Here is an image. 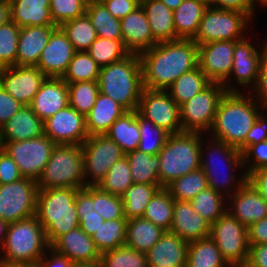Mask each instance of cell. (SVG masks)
Instances as JSON below:
<instances>
[{"instance_id":"1","label":"cell","mask_w":267,"mask_h":267,"mask_svg":"<svg viewBox=\"0 0 267 267\" xmlns=\"http://www.w3.org/2000/svg\"><path fill=\"white\" fill-rule=\"evenodd\" d=\"M143 87L167 90L182 74L198 67V45L193 39L157 43L139 54Z\"/></svg>"},{"instance_id":"2","label":"cell","mask_w":267,"mask_h":267,"mask_svg":"<svg viewBox=\"0 0 267 267\" xmlns=\"http://www.w3.org/2000/svg\"><path fill=\"white\" fill-rule=\"evenodd\" d=\"M259 104L244 93L226 92L219 102L210 130L212 139L234 146L243 153L246 135L263 109Z\"/></svg>"},{"instance_id":"3","label":"cell","mask_w":267,"mask_h":267,"mask_svg":"<svg viewBox=\"0 0 267 267\" xmlns=\"http://www.w3.org/2000/svg\"><path fill=\"white\" fill-rule=\"evenodd\" d=\"M97 82L100 93L127 111H136L144 89L139 54L130 53L118 62L101 67Z\"/></svg>"},{"instance_id":"4","label":"cell","mask_w":267,"mask_h":267,"mask_svg":"<svg viewBox=\"0 0 267 267\" xmlns=\"http://www.w3.org/2000/svg\"><path fill=\"white\" fill-rule=\"evenodd\" d=\"M79 188L39 189L36 217L45 230L48 244L79 227L76 196Z\"/></svg>"},{"instance_id":"5","label":"cell","mask_w":267,"mask_h":267,"mask_svg":"<svg viewBox=\"0 0 267 267\" xmlns=\"http://www.w3.org/2000/svg\"><path fill=\"white\" fill-rule=\"evenodd\" d=\"M201 134L189 131L170 134L158 153L161 188L201 167V146L204 144Z\"/></svg>"},{"instance_id":"6","label":"cell","mask_w":267,"mask_h":267,"mask_svg":"<svg viewBox=\"0 0 267 267\" xmlns=\"http://www.w3.org/2000/svg\"><path fill=\"white\" fill-rule=\"evenodd\" d=\"M50 245L45 230L36 215L8 223L5 242L0 256V267L40 260Z\"/></svg>"},{"instance_id":"7","label":"cell","mask_w":267,"mask_h":267,"mask_svg":"<svg viewBox=\"0 0 267 267\" xmlns=\"http://www.w3.org/2000/svg\"><path fill=\"white\" fill-rule=\"evenodd\" d=\"M36 182L39 189L86 187L82 146L56 144Z\"/></svg>"},{"instance_id":"8","label":"cell","mask_w":267,"mask_h":267,"mask_svg":"<svg viewBox=\"0 0 267 267\" xmlns=\"http://www.w3.org/2000/svg\"><path fill=\"white\" fill-rule=\"evenodd\" d=\"M210 237L230 267L246 265L249 255L248 227L228 211L211 225Z\"/></svg>"},{"instance_id":"9","label":"cell","mask_w":267,"mask_h":267,"mask_svg":"<svg viewBox=\"0 0 267 267\" xmlns=\"http://www.w3.org/2000/svg\"><path fill=\"white\" fill-rule=\"evenodd\" d=\"M209 143L210 144L209 145L207 144V146H206L207 150L203 149V144L201 146V167L200 168L205 172L208 187L212 188L213 190L219 192L222 195H224L225 193H222L223 191H221V190L226 189V196L228 197V194L230 193V191H231V194H229V195H232L247 181V175L245 173H243V175L239 178L240 179L239 182H237L238 184L237 183H235V185L233 184V181L236 178H235V175L233 174L234 172H232V170L236 169L238 167L241 168V166L243 167L242 153L240 152V150L238 148L231 146V145H228V144H226L222 141L216 140V139H213L212 141L210 140ZM205 151L208 152L207 155L209 154L210 159L207 158L208 156H205L206 158L203 156L204 155L203 153ZM216 155H219V157L222 158V161L224 163H226L225 166L226 165L229 166V167H227L228 171H226V172H229V173L232 172L228 176H223V179L219 178V175H220L218 173L219 172V166L217 165L218 163L215 164V160L213 158V156L215 157ZM234 167H236V168H234ZM228 168L231 171H229ZM226 175H227V173H226ZM231 185L235 186L236 188H234V187L232 188ZM222 187H224V188H222ZM227 188H229V189H227ZM230 188H231V190H230ZM232 191H234V192L232 193Z\"/></svg>"},{"instance_id":"10","label":"cell","mask_w":267,"mask_h":267,"mask_svg":"<svg viewBox=\"0 0 267 267\" xmlns=\"http://www.w3.org/2000/svg\"><path fill=\"white\" fill-rule=\"evenodd\" d=\"M226 90L222 83H211L202 92L180 106L182 131L211 130L221 98Z\"/></svg>"},{"instance_id":"11","label":"cell","mask_w":267,"mask_h":267,"mask_svg":"<svg viewBox=\"0 0 267 267\" xmlns=\"http://www.w3.org/2000/svg\"><path fill=\"white\" fill-rule=\"evenodd\" d=\"M249 21L241 12L208 7L193 41L199 45L214 41L241 40Z\"/></svg>"},{"instance_id":"12","label":"cell","mask_w":267,"mask_h":267,"mask_svg":"<svg viewBox=\"0 0 267 267\" xmlns=\"http://www.w3.org/2000/svg\"><path fill=\"white\" fill-rule=\"evenodd\" d=\"M81 146L86 186H97L108 170L125 156L120 146L106 134L89 136Z\"/></svg>"},{"instance_id":"13","label":"cell","mask_w":267,"mask_h":267,"mask_svg":"<svg viewBox=\"0 0 267 267\" xmlns=\"http://www.w3.org/2000/svg\"><path fill=\"white\" fill-rule=\"evenodd\" d=\"M38 192L36 180L26 177L0 184V219L12 223L36 215Z\"/></svg>"},{"instance_id":"14","label":"cell","mask_w":267,"mask_h":267,"mask_svg":"<svg viewBox=\"0 0 267 267\" xmlns=\"http://www.w3.org/2000/svg\"><path fill=\"white\" fill-rule=\"evenodd\" d=\"M2 144V150L18 165L21 175L36 181L56 145L46 135L24 141H2Z\"/></svg>"},{"instance_id":"15","label":"cell","mask_w":267,"mask_h":267,"mask_svg":"<svg viewBox=\"0 0 267 267\" xmlns=\"http://www.w3.org/2000/svg\"><path fill=\"white\" fill-rule=\"evenodd\" d=\"M136 111L141 117L170 134L182 132L180 106L167 90L144 88Z\"/></svg>"},{"instance_id":"16","label":"cell","mask_w":267,"mask_h":267,"mask_svg":"<svg viewBox=\"0 0 267 267\" xmlns=\"http://www.w3.org/2000/svg\"><path fill=\"white\" fill-rule=\"evenodd\" d=\"M237 41H214L198 45V66L212 83H222L226 92H240L228 84Z\"/></svg>"},{"instance_id":"17","label":"cell","mask_w":267,"mask_h":267,"mask_svg":"<svg viewBox=\"0 0 267 267\" xmlns=\"http://www.w3.org/2000/svg\"><path fill=\"white\" fill-rule=\"evenodd\" d=\"M46 78L37 66H11L0 69V85L24 106H30Z\"/></svg>"},{"instance_id":"18","label":"cell","mask_w":267,"mask_h":267,"mask_svg":"<svg viewBox=\"0 0 267 267\" xmlns=\"http://www.w3.org/2000/svg\"><path fill=\"white\" fill-rule=\"evenodd\" d=\"M44 135L55 144L82 145L89 137L85 115L68 105L44 121Z\"/></svg>"},{"instance_id":"19","label":"cell","mask_w":267,"mask_h":267,"mask_svg":"<svg viewBox=\"0 0 267 267\" xmlns=\"http://www.w3.org/2000/svg\"><path fill=\"white\" fill-rule=\"evenodd\" d=\"M75 49L66 34L57 27L43 49L37 67L47 76L62 78L72 60Z\"/></svg>"},{"instance_id":"20","label":"cell","mask_w":267,"mask_h":267,"mask_svg":"<svg viewBox=\"0 0 267 267\" xmlns=\"http://www.w3.org/2000/svg\"><path fill=\"white\" fill-rule=\"evenodd\" d=\"M170 232L189 243L210 237L211 224L192 208L190 201L174 200Z\"/></svg>"},{"instance_id":"21","label":"cell","mask_w":267,"mask_h":267,"mask_svg":"<svg viewBox=\"0 0 267 267\" xmlns=\"http://www.w3.org/2000/svg\"><path fill=\"white\" fill-rule=\"evenodd\" d=\"M228 198L232 208L227 211L247 227L267 216V202L249 181Z\"/></svg>"},{"instance_id":"22","label":"cell","mask_w":267,"mask_h":267,"mask_svg":"<svg viewBox=\"0 0 267 267\" xmlns=\"http://www.w3.org/2000/svg\"><path fill=\"white\" fill-rule=\"evenodd\" d=\"M189 243L165 231L145 255L148 267H186Z\"/></svg>"},{"instance_id":"23","label":"cell","mask_w":267,"mask_h":267,"mask_svg":"<svg viewBox=\"0 0 267 267\" xmlns=\"http://www.w3.org/2000/svg\"><path fill=\"white\" fill-rule=\"evenodd\" d=\"M69 105L68 86L62 78L47 77L30 104L44 122Z\"/></svg>"},{"instance_id":"24","label":"cell","mask_w":267,"mask_h":267,"mask_svg":"<svg viewBox=\"0 0 267 267\" xmlns=\"http://www.w3.org/2000/svg\"><path fill=\"white\" fill-rule=\"evenodd\" d=\"M120 21L123 44L130 53L140 54L158 43L153 38L146 14L141 5Z\"/></svg>"},{"instance_id":"25","label":"cell","mask_w":267,"mask_h":267,"mask_svg":"<svg viewBox=\"0 0 267 267\" xmlns=\"http://www.w3.org/2000/svg\"><path fill=\"white\" fill-rule=\"evenodd\" d=\"M50 247L66 255L73 263H95L101 259L92 236L87 235L80 227L57 238Z\"/></svg>"},{"instance_id":"26","label":"cell","mask_w":267,"mask_h":267,"mask_svg":"<svg viewBox=\"0 0 267 267\" xmlns=\"http://www.w3.org/2000/svg\"><path fill=\"white\" fill-rule=\"evenodd\" d=\"M56 25L20 28L15 66H36Z\"/></svg>"},{"instance_id":"27","label":"cell","mask_w":267,"mask_h":267,"mask_svg":"<svg viewBox=\"0 0 267 267\" xmlns=\"http://www.w3.org/2000/svg\"><path fill=\"white\" fill-rule=\"evenodd\" d=\"M2 141H24L44 135V122L30 106H23L0 128Z\"/></svg>"},{"instance_id":"28","label":"cell","mask_w":267,"mask_h":267,"mask_svg":"<svg viewBox=\"0 0 267 267\" xmlns=\"http://www.w3.org/2000/svg\"><path fill=\"white\" fill-rule=\"evenodd\" d=\"M127 110L109 96L99 92L91 111L85 115L89 136L106 134Z\"/></svg>"},{"instance_id":"29","label":"cell","mask_w":267,"mask_h":267,"mask_svg":"<svg viewBox=\"0 0 267 267\" xmlns=\"http://www.w3.org/2000/svg\"><path fill=\"white\" fill-rule=\"evenodd\" d=\"M260 54L245 37L235 44L233 54V67L230 79L236 75V81L240 86L255 85L258 77Z\"/></svg>"},{"instance_id":"30","label":"cell","mask_w":267,"mask_h":267,"mask_svg":"<svg viewBox=\"0 0 267 267\" xmlns=\"http://www.w3.org/2000/svg\"><path fill=\"white\" fill-rule=\"evenodd\" d=\"M140 5L146 14L153 38L158 43L179 39L174 28L172 9L160 0H143Z\"/></svg>"},{"instance_id":"31","label":"cell","mask_w":267,"mask_h":267,"mask_svg":"<svg viewBox=\"0 0 267 267\" xmlns=\"http://www.w3.org/2000/svg\"><path fill=\"white\" fill-rule=\"evenodd\" d=\"M11 20L20 28L25 26L55 25L50 11V0H10Z\"/></svg>"},{"instance_id":"32","label":"cell","mask_w":267,"mask_h":267,"mask_svg":"<svg viewBox=\"0 0 267 267\" xmlns=\"http://www.w3.org/2000/svg\"><path fill=\"white\" fill-rule=\"evenodd\" d=\"M209 6L198 0H184L173 10L174 28L179 39H194Z\"/></svg>"},{"instance_id":"33","label":"cell","mask_w":267,"mask_h":267,"mask_svg":"<svg viewBox=\"0 0 267 267\" xmlns=\"http://www.w3.org/2000/svg\"><path fill=\"white\" fill-rule=\"evenodd\" d=\"M164 233L165 230L143 217L128 219L126 246L146 253Z\"/></svg>"},{"instance_id":"34","label":"cell","mask_w":267,"mask_h":267,"mask_svg":"<svg viewBox=\"0 0 267 267\" xmlns=\"http://www.w3.org/2000/svg\"><path fill=\"white\" fill-rule=\"evenodd\" d=\"M106 135L115 141L125 154L138 149L141 134L137 111H127L112 124Z\"/></svg>"},{"instance_id":"35","label":"cell","mask_w":267,"mask_h":267,"mask_svg":"<svg viewBox=\"0 0 267 267\" xmlns=\"http://www.w3.org/2000/svg\"><path fill=\"white\" fill-rule=\"evenodd\" d=\"M86 14L96 29L97 37L122 39L120 19L112 16L100 0H88Z\"/></svg>"},{"instance_id":"36","label":"cell","mask_w":267,"mask_h":267,"mask_svg":"<svg viewBox=\"0 0 267 267\" xmlns=\"http://www.w3.org/2000/svg\"><path fill=\"white\" fill-rule=\"evenodd\" d=\"M212 82L200 69L196 67L193 70L182 74L168 89L172 99L181 106L196 94L202 92Z\"/></svg>"},{"instance_id":"37","label":"cell","mask_w":267,"mask_h":267,"mask_svg":"<svg viewBox=\"0 0 267 267\" xmlns=\"http://www.w3.org/2000/svg\"><path fill=\"white\" fill-rule=\"evenodd\" d=\"M186 267H230L211 237L189 242Z\"/></svg>"},{"instance_id":"38","label":"cell","mask_w":267,"mask_h":267,"mask_svg":"<svg viewBox=\"0 0 267 267\" xmlns=\"http://www.w3.org/2000/svg\"><path fill=\"white\" fill-rule=\"evenodd\" d=\"M129 161L132 181L135 184H159V157L139 151L138 149L125 154Z\"/></svg>"},{"instance_id":"39","label":"cell","mask_w":267,"mask_h":267,"mask_svg":"<svg viewBox=\"0 0 267 267\" xmlns=\"http://www.w3.org/2000/svg\"><path fill=\"white\" fill-rule=\"evenodd\" d=\"M160 188V184L142 183L128 187L121 195L126 219L143 217L151 198Z\"/></svg>"},{"instance_id":"40","label":"cell","mask_w":267,"mask_h":267,"mask_svg":"<svg viewBox=\"0 0 267 267\" xmlns=\"http://www.w3.org/2000/svg\"><path fill=\"white\" fill-rule=\"evenodd\" d=\"M174 210V199L166 188H160L151 198L143 218L165 231H170Z\"/></svg>"},{"instance_id":"41","label":"cell","mask_w":267,"mask_h":267,"mask_svg":"<svg viewBox=\"0 0 267 267\" xmlns=\"http://www.w3.org/2000/svg\"><path fill=\"white\" fill-rule=\"evenodd\" d=\"M127 219L107 220L92 235L100 254L126 245Z\"/></svg>"},{"instance_id":"42","label":"cell","mask_w":267,"mask_h":267,"mask_svg":"<svg viewBox=\"0 0 267 267\" xmlns=\"http://www.w3.org/2000/svg\"><path fill=\"white\" fill-rule=\"evenodd\" d=\"M60 28L74 46L75 51H87L97 39L96 29L86 13L63 23Z\"/></svg>"},{"instance_id":"43","label":"cell","mask_w":267,"mask_h":267,"mask_svg":"<svg viewBox=\"0 0 267 267\" xmlns=\"http://www.w3.org/2000/svg\"><path fill=\"white\" fill-rule=\"evenodd\" d=\"M207 187L208 183L205 172L199 168L177 178L166 189L174 200L190 201Z\"/></svg>"},{"instance_id":"44","label":"cell","mask_w":267,"mask_h":267,"mask_svg":"<svg viewBox=\"0 0 267 267\" xmlns=\"http://www.w3.org/2000/svg\"><path fill=\"white\" fill-rule=\"evenodd\" d=\"M76 209L79 227L92 236L104 222V218L93 209V186L89 185L78 190Z\"/></svg>"},{"instance_id":"45","label":"cell","mask_w":267,"mask_h":267,"mask_svg":"<svg viewBox=\"0 0 267 267\" xmlns=\"http://www.w3.org/2000/svg\"><path fill=\"white\" fill-rule=\"evenodd\" d=\"M101 67L86 51H76L62 79L68 83L98 81Z\"/></svg>"},{"instance_id":"46","label":"cell","mask_w":267,"mask_h":267,"mask_svg":"<svg viewBox=\"0 0 267 267\" xmlns=\"http://www.w3.org/2000/svg\"><path fill=\"white\" fill-rule=\"evenodd\" d=\"M86 52L100 67L118 62L130 54L123 44V39L100 37H97Z\"/></svg>"},{"instance_id":"47","label":"cell","mask_w":267,"mask_h":267,"mask_svg":"<svg viewBox=\"0 0 267 267\" xmlns=\"http://www.w3.org/2000/svg\"><path fill=\"white\" fill-rule=\"evenodd\" d=\"M224 196L207 187L190 200V203L192 208L212 225L227 211V208L224 207L226 202L223 200Z\"/></svg>"},{"instance_id":"48","label":"cell","mask_w":267,"mask_h":267,"mask_svg":"<svg viewBox=\"0 0 267 267\" xmlns=\"http://www.w3.org/2000/svg\"><path fill=\"white\" fill-rule=\"evenodd\" d=\"M69 105L78 113L87 115L99 94L97 81L68 83Z\"/></svg>"},{"instance_id":"49","label":"cell","mask_w":267,"mask_h":267,"mask_svg":"<svg viewBox=\"0 0 267 267\" xmlns=\"http://www.w3.org/2000/svg\"><path fill=\"white\" fill-rule=\"evenodd\" d=\"M132 184L129 161L124 156L108 170L106 176L97 186L105 192L121 196Z\"/></svg>"},{"instance_id":"50","label":"cell","mask_w":267,"mask_h":267,"mask_svg":"<svg viewBox=\"0 0 267 267\" xmlns=\"http://www.w3.org/2000/svg\"><path fill=\"white\" fill-rule=\"evenodd\" d=\"M137 121L141 134L138 150L150 155H158L170 133L137 113ZM151 137V138H150Z\"/></svg>"},{"instance_id":"51","label":"cell","mask_w":267,"mask_h":267,"mask_svg":"<svg viewBox=\"0 0 267 267\" xmlns=\"http://www.w3.org/2000/svg\"><path fill=\"white\" fill-rule=\"evenodd\" d=\"M101 267H148L144 252L121 246L101 254Z\"/></svg>"},{"instance_id":"52","label":"cell","mask_w":267,"mask_h":267,"mask_svg":"<svg viewBox=\"0 0 267 267\" xmlns=\"http://www.w3.org/2000/svg\"><path fill=\"white\" fill-rule=\"evenodd\" d=\"M93 209L104 221L126 219L121 196L105 192L98 186H93Z\"/></svg>"},{"instance_id":"53","label":"cell","mask_w":267,"mask_h":267,"mask_svg":"<svg viewBox=\"0 0 267 267\" xmlns=\"http://www.w3.org/2000/svg\"><path fill=\"white\" fill-rule=\"evenodd\" d=\"M20 27L12 20L0 26V69L15 66Z\"/></svg>"},{"instance_id":"54","label":"cell","mask_w":267,"mask_h":267,"mask_svg":"<svg viewBox=\"0 0 267 267\" xmlns=\"http://www.w3.org/2000/svg\"><path fill=\"white\" fill-rule=\"evenodd\" d=\"M88 0H50L51 17L60 27L63 23L81 17L86 13Z\"/></svg>"},{"instance_id":"55","label":"cell","mask_w":267,"mask_h":267,"mask_svg":"<svg viewBox=\"0 0 267 267\" xmlns=\"http://www.w3.org/2000/svg\"><path fill=\"white\" fill-rule=\"evenodd\" d=\"M253 159L254 161H251ZM242 160L243 167H245L246 163H251L250 165H247V169L244 172L247 176L254 170L267 167V140L250 145L242 153Z\"/></svg>"},{"instance_id":"56","label":"cell","mask_w":267,"mask_h":267,"mask_svg":"<svg viewBox=\"0 0 267 267\" xmlns=\"http://www.w3.org/2000/svg\"><path fill=\"white\" fill-rule=\"evenodd\" d=\"M259 58V70L256 84L252 87L254 97L259 101L261 107L267 108V43L262 47Z\"/></svg>"},{"instance_id":"57","label":"cell","mask_w":267,"mask_h":267,"mask_svg":"<svg viewBox=\"0 0 267 267\" xmlns=\"http://www.w3.org/2000/svg\"><path fill=\"white\" fill-rule=\"evenodd\" d=\"M256 0H211V8L233 10L245 14L249 19L255 13Z\"/></svg>"},{"instance_id":"58","label":"cell","mask_w":267,"mask_h":267,"mask_svg":"<svg viewBox=\"0 0 267 267\" xmlns=\"http://www.w3.org/2000/svg\"><path fill=\"white\" fill-rule=\"evenodd\" d=\"M18 165L3 150L0 151V184H7L22 179Z\"/></svg>"},{"instance_id":"59","label":"cell","mask_w":267,"mask_h":267,"mask_svg":"<svg viewBox=\"0 0 267 267\" xmlns=\"http://www.w3.org/2000/svg\"><path fill=\"white\" fill-rule=\"evenodd\" d=\"M24 105L9 95L0 85V128Z\"/></svg>"},{"instance_id":"60","label":"cell","mask_w":267,"mask_h":267,"mask_svg":"<svg viewBox=\"0 0 267 267\" xmlns=\"http://www.w3.org/2000/svg\"><path fill=\"white\" fill-rule=\"evenodd\" d=\"M115 18L122 19L140 6L138 0H100Z\"/></svg>"},{"instance_id":"61","label":"cell","mask_w":267,"mask_h":267,"mask_svg":"<svg viewBox=\"0 0 267 267\" xmlns=\"http://www.w3.org/2000/svg\"><path fill=\"white\" fill-rule=\"evenodd\" d=\"M264 112L257 117L252 128L246 135L245 150L255 143L267 140V119L263 116Z\"/></svg>"},{"instance_id":"62","label":"cell","mask_w":267,"mask_h":267,"mask_svg":"<svg viewBox=\"0 0 267 267\" xmlns=\"http://www.w3.org/2000/svg\"><path fill=\"white\" fill-rule=\"evenodd\" d=\"M248 243L249 247L267 243V216L248 227Z\"/></svg>"},{"instance_id":"63","label":"cell","mask_w":267,"mask_h":267,"mask_svg":"<svg viewBox=\"0 0 267 267\" xmlns=\"http://www.w3.org/2000/svg\"><path fill=\"white\" fill-rule=\"evenodd\" d=\"M244 267H267V243L251 245Z\"/></svg>"},{"instance_id":"64","label":"cell","mask_w":267,"mask_h":267,"mask_svg":"<svg viewBox=\"0 0 267 267\" xmlns=\"http://www.w3.org/2000/svg\"><path fill=\"white\" fill-rule=\"evenodd\" d=\"M247 181L256 188L261 197L267 202V167L252 171L247 176Z\"/></svg>"},{"instance_id":"65","label":"cell","mask_w":267,"mask_h":267,"mask_svg":"<svg viewBox=\"0 0 267 267\" xmlns=\"http://www.w3.org/2000/svg\"><path fill=\"white\" fill-rule=\"evenodd\" d=\"M50 252V259L49 257L44 254L43 257L40 259L43 262L44 267H72L73 262L64 254L56 252L54 249L49 247L47 249ZM47 256V259H46Z\"/></svg>"},{"instance_id":"66","label":"cell","mask_w":267,"mask_h":267,"mask_svg":"<svg viewBox=\"0 0 267 267\" xmlns=\"http://www.w3.org/2000/svg\"><path fill=\"white\" fill-rule=\"evenodd\" d=\"M11 21L10 0H0V26Z\"/></svg>"},{"instance_id":"67","label":"cell","mask_w":267,"mask_h":267,"mask_svg":"<svg viewBox=\"0 0 267 267\" xmlns=\"http://www.w3.org/2000/svg\"><path fill=\"white\" fill-rule=\"evenodd\" d=\"M7 227H8V223L5 222L3 219H0V244H1L0 247L1 248L5 242Z\"/></svg>"},{"instance_id":"68","label":"cell","mask_w":267,"mask_h":267,"mask_svg":"<svg viewBox=\"0 0 267 267\" xmlns=\"http://www.w3.org/2000/svg\"><path fill=\"white\" fill-rule=\"evenodd\" d=\"M162 1L167 7H169L172 10H175L178 8V6L184 1V0H160Z\"/></svg>"},{"instance_id":"69","label":"cell","mask_w":267,"mask_h":267,"mask_svg":"<svg viewBox=\"0 0 267 267\" xmlns=\"http://www.w3.org/2000/svg\"><path fill=\"white\" fill-rule=\"evenodd\" d=\"M16 267H44L41 260L19 264Z\"/></svg>"},{"instance_id":"70","label":"cell","mask_w":267,"mask_h":267,"mask_svg":"<svg viewBox=\"0 0 267 267\" xmlns=\"http://www.w3.org/2000/svg\"><path fill=\"white\" fill-rule=\"evenodd\" d=\"M72 267H101V263H74Z\"/></svg>"},{"instance_id":"71","label":"cell","mask_w":267,"mask_h":267,"mask_svg":"<svg viewBox=\"0 0 267 267\" xmlns=\"http://www.w3.org/2000/svg\"><path fill=\"white\" fill-rule=\"evenodd\" d=\"M257 2L262 4L263 6H267V0H256V3Z\"/></svg>"},{"instance_id":"72","label":"cell","mask_w":267,"mask_h":267,"mask_svg":"<svg viewBox=\"0 0 267 267\" xmlns=\"http://www.w3.org/2000/svg\"><path fill=\"white\" fill-rule=\"evenodd\" d=\"M198 1L204 2L208 6H210V3H211V0H198Z\"/></svg>"},{"instance_id":"73","label":"cell","mask_w":267,"mask_h":267,"mask_svg":"<svg viewBox=\"0 0 267 267\" xmlns=\"http://www.w3.org/2000/svg\"><path fill=\"white\" fill-rule=\"evenodd\" d=\"M3 144H2V140H1V134H0V151L2 150Z\"/></svg>"}]
</instances>
